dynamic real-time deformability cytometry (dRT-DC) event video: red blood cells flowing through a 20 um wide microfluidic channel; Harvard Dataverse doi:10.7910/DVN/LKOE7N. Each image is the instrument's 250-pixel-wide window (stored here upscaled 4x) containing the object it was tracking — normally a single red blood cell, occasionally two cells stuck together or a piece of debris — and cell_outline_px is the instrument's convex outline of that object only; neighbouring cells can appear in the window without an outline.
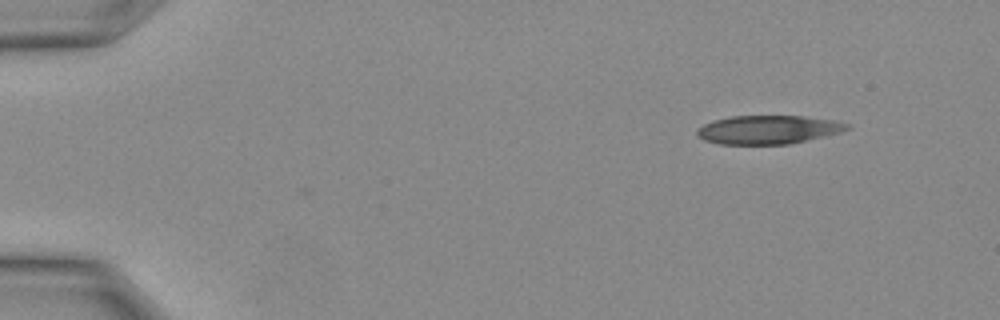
{"species": "Egyptian fruit bat (a non-hibernating species)", "species_latin": "Rousettus aegyptiacus", "temperature_condition": "warm", "stored_images_in_passage": 2, "camera_frame_rate_fps": 3000, "um_per_image_px": 0.085, "animal": {"sex": "female"}, "frame": {"image": 1, "passage_image": 2, "time_ms": 0.333, "image_size_px": [1000, 320], "cell_outline_px": [[852, 128], [840, 132], [824, 136], [788, 144], [720, 144], [704, 140], [696, 132], [696, 128], [712, 120], [728, 116], [804, 116], [836, 120], [848, 124]], "centroid_in_image_um": [65.29, 11.01], "position_along_channel_um": 19.7, "area_um2": 25.03}}